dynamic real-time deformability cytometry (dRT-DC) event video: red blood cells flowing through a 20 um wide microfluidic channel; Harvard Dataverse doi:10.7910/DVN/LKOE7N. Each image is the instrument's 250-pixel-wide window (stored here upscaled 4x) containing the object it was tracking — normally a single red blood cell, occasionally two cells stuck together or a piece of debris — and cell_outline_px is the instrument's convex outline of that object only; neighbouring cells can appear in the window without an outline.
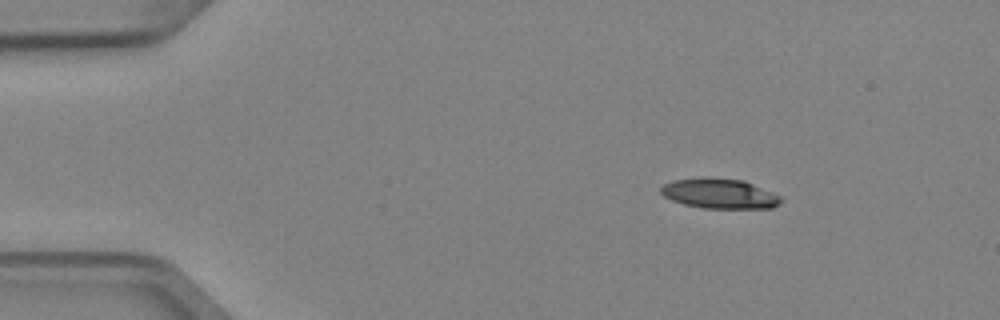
{"species": "Egyptian fruit bat (a non-hibernating species)", "species_latin": "Rousettus aegyptiacus", "temperature_condition": "cold", "stored_images_in_passage": 4, "camera_frame_rate_fps": 3000, "um_per_image_px": 0.085, "animal": {"sex": "female"}, "frame": {"image": 1, "passage_image": 1, "time_ms": 0.0, "image_size_px": [1000, 320], "cell_outline_px": [[784, 200], [780, 204], [772, 208], [704, 208], [684, 204], [672, 200], [664, 196], [660, 192], [660, 188], [664, 184], [672, 180], [704, 176], [708, 176], [744, 180], [784, 196]], "centroid_in_image_um": [61.21, 16.43], "position_along_channel_um": 23.8, "area_um2": 21.5}}